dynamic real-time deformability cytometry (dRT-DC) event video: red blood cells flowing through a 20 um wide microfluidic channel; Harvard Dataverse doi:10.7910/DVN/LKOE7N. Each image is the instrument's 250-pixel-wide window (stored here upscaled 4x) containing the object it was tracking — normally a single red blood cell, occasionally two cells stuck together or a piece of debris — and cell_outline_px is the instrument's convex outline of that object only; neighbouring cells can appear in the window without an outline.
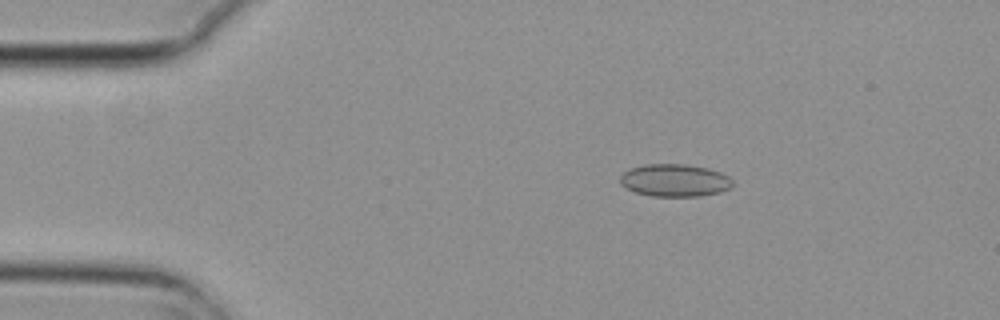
{"species": "common noctule bat (a hibernating species)", "species_latin": "Nyctalus noctula", "temperature_condition": "cold", "stored_images_in_passage": 5, "camera_frame_rate_fps": 3000, "um_per_image_px": 0.085, "animal": {"sex": "female", "body_mass_g": 29.2, "forearm_length_mm": 56.3}, "frame": {"image": 1, "passage_image": 3, "time_ms": 0.667, "image_size_px": [1000, 320], "cell_outline_px": [[732, 188], [720, 192], [700, 196], [652, 196], [636, 192], [624, 188], [620, 184], [620, 176], [624, 172], [632, 168], [644, 164], [684, 164], [708, 168], [720, 172], [728, 176], [732, 180]], "centroid_in_image_um": [57.35, 15.33], "position_along_channel_um": 27.7, "area_um2": 21.39}}
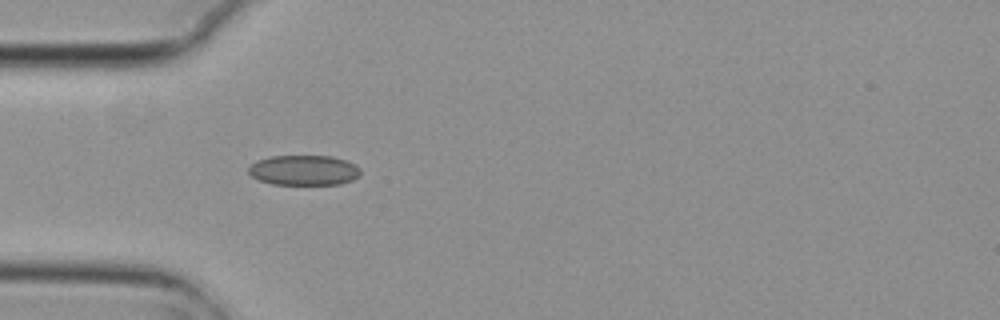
{"frame": {"image": 2, "passage_image": 5, "time_ms": 1.333, "image_size_px": [1000, 320], "cell_outline_px": [[360, 176], [352, 180], [340, 184], [272, 184], [260, 180], [252, 176], [248, 172], [248, 168], [256, 160], [272, 156], [332, 156], [356, 164], [360, 168]], "centroid_in_image_um": [25.85, 14.46], "position_along_channel_um": 59.2, "area_um2": 19.65}}